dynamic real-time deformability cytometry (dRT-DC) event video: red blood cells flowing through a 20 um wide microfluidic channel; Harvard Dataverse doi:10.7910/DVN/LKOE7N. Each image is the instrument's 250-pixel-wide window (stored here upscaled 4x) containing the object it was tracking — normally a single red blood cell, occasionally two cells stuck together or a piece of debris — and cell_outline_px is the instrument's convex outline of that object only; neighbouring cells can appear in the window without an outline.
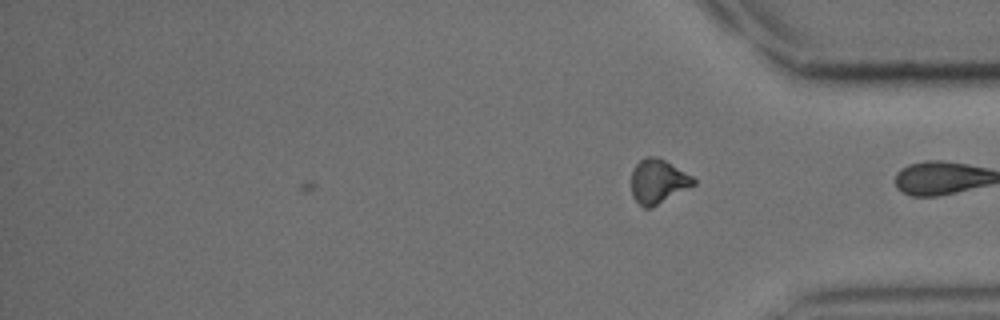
{"species": "common noctule bat (a hibernating species)", "species_latin": "Nyctalus noctula", "temperature_condition": "cold", "stored_images_in_passage": 27, "camera_frame_rate_fps": 3000, "um_per_image_px": 0.085, "animal": {"sex": "male", "body_mass_g": 15.6}, "frame": {"image": 1, "passage_image": 27, "time_ms": 8.667, "image_size_px": [1000, 320], "cell_outline_px": [[696, 184], [652, 208], [644, 208], [632, 196], [632, 172], [636, 164], [644, 156], [660, 156], [692, 176], [696, 180]], "centroid_in_image_um": [55.94, 15.4], "position_along_channel_um": 379.3, "area_um2": 16.18}}